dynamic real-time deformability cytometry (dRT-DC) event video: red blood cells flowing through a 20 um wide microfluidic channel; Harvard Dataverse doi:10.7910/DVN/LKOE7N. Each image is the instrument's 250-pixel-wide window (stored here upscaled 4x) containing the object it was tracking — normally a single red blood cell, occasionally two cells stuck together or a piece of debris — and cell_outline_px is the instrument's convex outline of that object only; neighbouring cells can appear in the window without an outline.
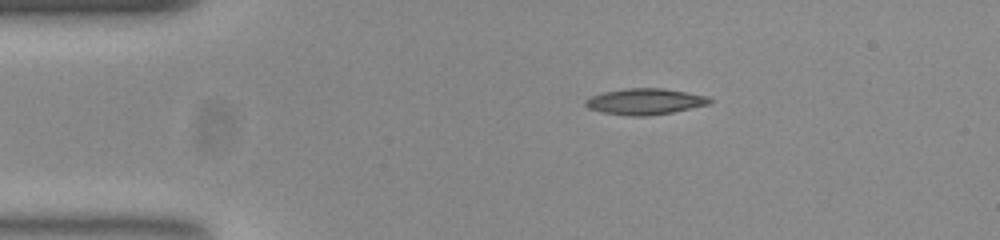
{"species": "common noctule bat (a hibernating species)", "species_latin": "Nyctalus noctula", "temperature_condition": "room temperature", "stored_images_in_passage": 44, "camera_frame_rate_fps": 3000, "um_per_image_px": 0.085, "animal": {"sex": "female", "body_mass_g": 23.0, "forearm_length_mm": 53.4}, "frame": {"image": 1, "passage_image": 1, "time_ms": 0.0, "image_size_px": [1000, 240], "cell_outline_px": [[712, 100], [708, 104], [672, 112], [640, 116], [636, 116], [604, 112], [588, 108], [584, 104], [592, 96], [604, 92], [632, 88], [660, 88], [684, 92], [704, 96]], "centroid_in_image_um": [54.81, 8.62], "position_along_channel_um": 30.2, "area_um2": 18.09}}
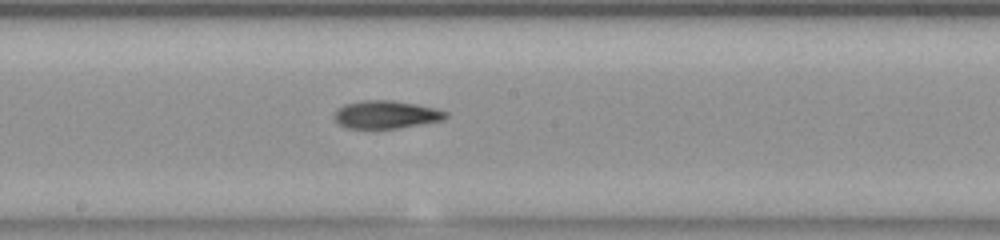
{"frame": {"image": 2, "passage_image": 19, "time_ms": 6.0, "image_size_px": [1000, 240], "cell_outline_px": [[448, 116], [444, 120], [396, 128], [348, 128], [340, 124], [336, 120], [336, 112], [344, 104], [364, 100], [392, 100], [432, 108], [448, 112]], "centroid_in_image_um": [32.83, 9.74], "position_along_channel_um": 215.4, "area_um2": 17.63}}
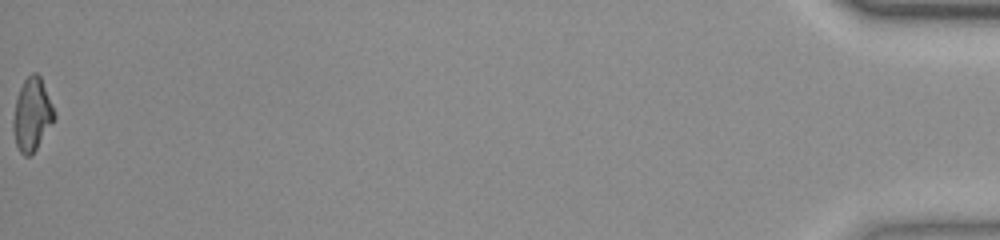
{"frame": {"image": 3, "passage_image": 44, "time_ms": 14.333, "image_size_px": [1000, 240], "cell_outline_px": [[56, 116], [36, 148], [28, 156], [24, 156], [20, 152], [16, 144], [12, 128], [12, 120], [16, 100], [20, 88], [24, 80], [32, 72], [36, 72], [40, 76], [56, 112]], "centroid_in_image_um": [2.71, 9.71], "position_along_channel_um": 432.5, "area_um2": 17.22}, "authors_computed_cell_mechanics": {"area_um2": 17.4845, "velocity_mm_per_s": 3.8928, "shape_relaxation_time_tau1_ms": 6.2469, "shape_relaxation_time_tau2_ms": 9.7089, "deformation_change_tau1": 0.1961, "deformation_change_tau2": 0.2001}}